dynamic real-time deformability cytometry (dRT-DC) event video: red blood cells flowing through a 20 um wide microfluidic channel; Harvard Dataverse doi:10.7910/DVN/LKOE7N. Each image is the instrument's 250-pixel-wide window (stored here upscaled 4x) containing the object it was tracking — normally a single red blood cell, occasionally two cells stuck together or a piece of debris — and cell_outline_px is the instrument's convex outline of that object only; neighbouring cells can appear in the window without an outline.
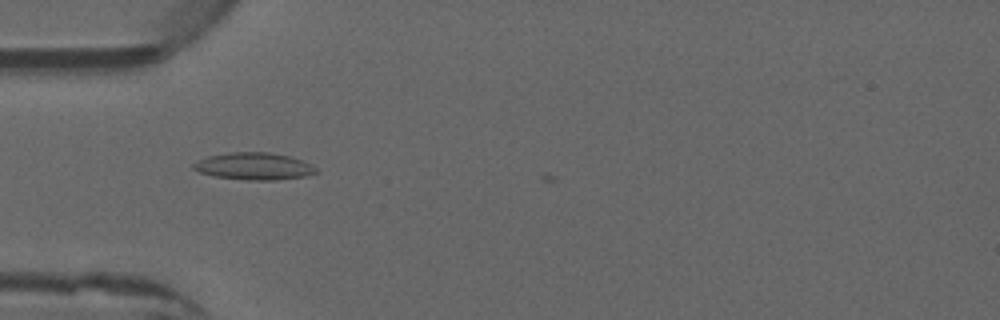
{"species": "common noctule bat (a hibernating species)", "species_latin": "Nyctalus noctula", "temperature_condition": "warm", "stored_images_in_passage": 4, "camera_frame_rate_fps": 3000, "um_per_image_px": 0.085, "animal": {"sex": "male", "forearm_length_mm": 52.5}, "frame": {"image": 1, "passage_image": 2, "time_ms": 0.333, "image_size_px": [1000, 320], "cell_outline_px": [[320, 172], [304, 176], [276, 180], [248, 180], [212, 176], [200, 172], [192, 168], [192, 164], [208, 156], [228, 152], [268, 152], [288, 156], [304, 160], [316, 168]], "centroid_in_image_um": [21.6, 14.13], "position_along_channel_um": 63.4, "area_um2": 19.42}}
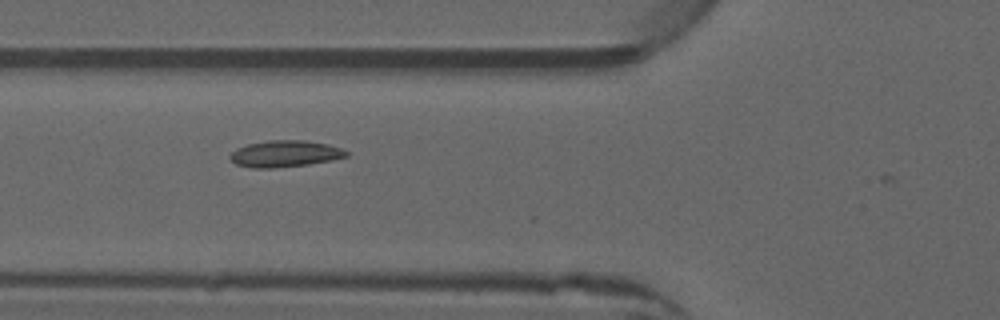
{"frame": {"image": 2, "passage_image": 3, "time_ms": 0.667, "image_size_px": [1000, 320], "cell_outline_px": [[348, 156], [332, 160], [308, 164], [272, 168], [252, 168], [236, 164], [228, 156], [236, 148], [248, 144], [268, 140], [304, 140], [328, 144], [340, 148], [348, 152]], "centroid_in_image_um": [24.21, 13.06], "position_along_channel_um": 101.6, "area_um2": 17.92}}